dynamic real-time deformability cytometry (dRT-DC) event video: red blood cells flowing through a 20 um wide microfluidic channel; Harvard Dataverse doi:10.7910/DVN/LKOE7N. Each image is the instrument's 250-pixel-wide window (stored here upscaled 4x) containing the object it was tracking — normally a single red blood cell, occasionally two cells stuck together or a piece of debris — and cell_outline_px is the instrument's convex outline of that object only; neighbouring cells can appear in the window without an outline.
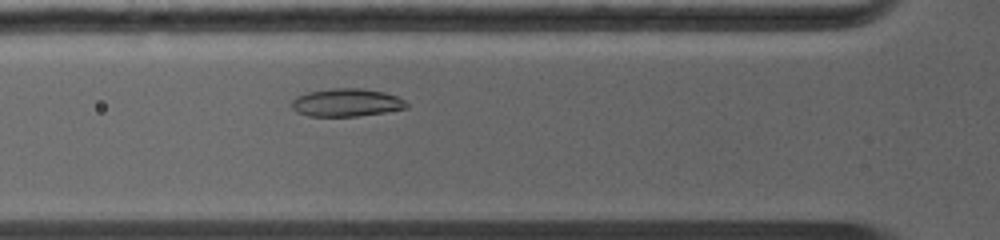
{"species": "common noctule bat (a hibernating species)", "species_latin": "Nyctalus noctula", "temperature_condition": "warm", "stored_images_in_passage": 27, "camera_frame_rate_fps": 5000, "um_per_image_px": 0.085, "animal": {"sex": "female", "body_mass_g": 19.0, "forearm_length_mm": 56.7}, "frame": {"image": 1, "passage_image": 5, "time_ms": 2.6, "image_size_px": [1000, 240], "cell_outline_px": [[408, 108], [384, 112], [356, 116], [308, 116], [296, 112], [292, 108], [292, 100], [296, 96], [308, 92], [332, 88], [364, 88], [384, 92], [396, 96], [404, 100], [408, 104]], "centroid_in_image_um": [29.44, 8.71], "position_along_channel_um": 96.4, "area_um2": 18.73}}
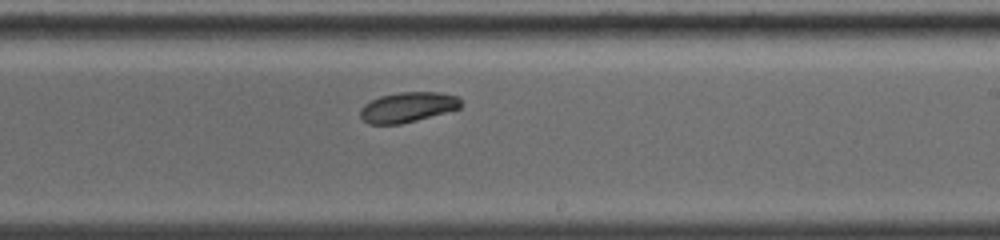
{"frame": {"image": 2, "passage_image": 17, "time_ms": 6.2, "image_size_px": [1000, 240], "cell_outline_px": [[460, 108], [416, 120], [400, 124], [368, 124], [360, 116], [360, 108], [364, 104], [380, 96], [400, 92], [440, 92], [460, 96]], "centroid_in_image_um": [34.65, 9.1], "position_along_channel_um": 254.4, "area_um2": 17.57}}
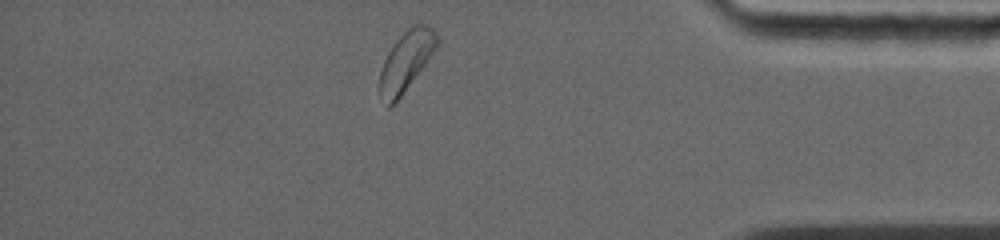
{"frame": {"image": 3, "passage_image": 27, "time_ms": 10.2, "image_size_px": [1000, 240], "cell_outline_px": [[440, 44], [400, 96], [388, 108], [380, 92], [380, 72], [384, 60], [388, 52], [396, 40], [412, 24], [428, 24], [436, 28], [440, 40]], "centroid_in_image_um": [34.58, 5.1], "position_along_channel_um": 400.6, "area_um2": 19.71}, "authors_computed_cell_mechanics": {"area_um2": 18.496, "velocity_mm_per_s": 4.3937, "shape_relaxation_time_tau1_ms": 1.9314, "shape_relaxation_time_tau2_ms": null, "deformation_change_tau1": 0.0571, "deformation_change_tau2": null}}